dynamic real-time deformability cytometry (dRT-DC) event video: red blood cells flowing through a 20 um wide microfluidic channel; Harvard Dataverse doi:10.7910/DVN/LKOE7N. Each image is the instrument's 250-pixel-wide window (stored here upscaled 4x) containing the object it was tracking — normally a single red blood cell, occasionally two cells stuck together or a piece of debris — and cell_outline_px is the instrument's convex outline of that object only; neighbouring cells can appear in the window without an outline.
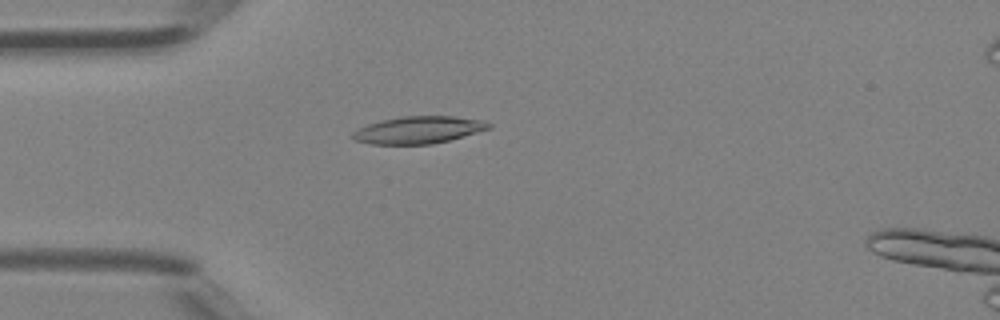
{"species": "Egyptian fruit bat (a non-hibernating species)", "species_latin": "Rousettus aegyptiacus", "temperature_condition": "room temperature", "stored_images_in_passage": 2, "camera_frame_rate_fps": 3000, "um_per_image_px": 0.085, "animal": {"sex": "female"}, "frame": {"image": 1, "passage_image": 2, "time_ms": 0.333, "image_size_px": [1000, 320], "cell_outline_px": [[492, 128], [448, 140], [432, 144], [372, 144], [352, 140], [352, 132], [368, 124], [400, 116], [452, 116], [484, 120], [492, 124]], "centroid_in_image_um": [35.58, 11.04], "position_along_channel_um": 49.4, "area_um2": 21.5}}